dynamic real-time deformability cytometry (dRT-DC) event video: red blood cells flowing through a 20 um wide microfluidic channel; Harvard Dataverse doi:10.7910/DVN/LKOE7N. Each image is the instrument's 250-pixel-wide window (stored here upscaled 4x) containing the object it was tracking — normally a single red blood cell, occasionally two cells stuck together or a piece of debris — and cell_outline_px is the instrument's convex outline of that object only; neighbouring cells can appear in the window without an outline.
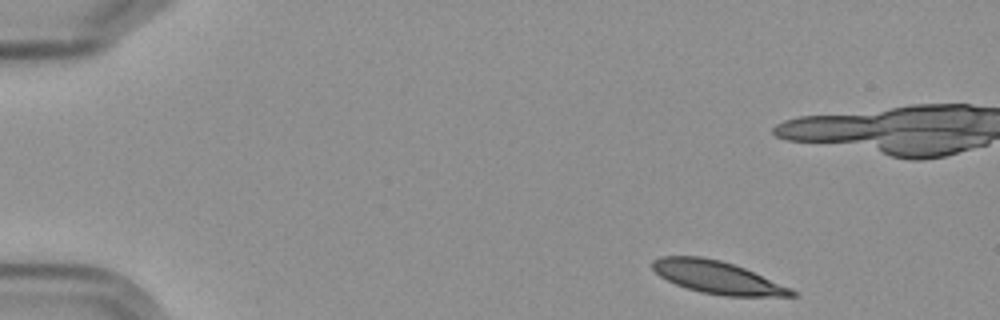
{"species": "Egyptian fruit bat (a non-hibernating species)", "species_latin": "Rousettus aegyptiacus", "temperature_condition": "cold", "stored_images_in_passage": 4, "camera_frame_rate_fps": 3000, "um_per_image_px": 0.085, "frame": {"image": 1, "passage_image": 1, "time_ms": 0.0, "image_size_px": [1000, 320], "cell_outline_px": [[796, 296], [724, 296], [700, 292], [676, 284], [660, 276], [652, 268], [652, 260], [660, 256], [700, 256], [720, 260], [744, 268], [788, 288], [796, 292]], "centroid_in_image_um": [60.9, 23.56], "position_along_channel_um": 24.1, "area_um2": 25.89}}